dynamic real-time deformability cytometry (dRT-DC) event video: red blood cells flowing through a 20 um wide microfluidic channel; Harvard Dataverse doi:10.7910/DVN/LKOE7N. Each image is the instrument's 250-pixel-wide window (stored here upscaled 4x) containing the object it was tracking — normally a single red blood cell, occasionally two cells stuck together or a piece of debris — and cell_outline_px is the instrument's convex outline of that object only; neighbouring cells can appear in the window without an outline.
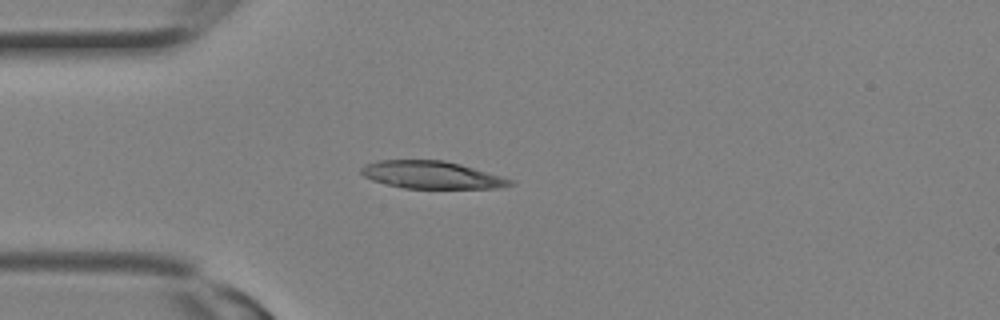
{"species": "Egyptian fruit bat (a non-hibernating species)", "species_latin": "Rousettus aegyptiacus", "temperature_condition": "room temperature", "stored_images_in_passage": 3, "camera_frame_rate_fps": 3000, "um_per_image_px": 0.085, "animal": {"sex": "female"}, "frame": {"image": 1, "passage_image": 3, "time_ms": 0.667, "image_size_px": [1000, 320], "cell_outline_px": [[516, 184], [496, 188], [404, 188], [372, 180], [364, 176], [360, 172], [360, 168], [364, 164], [380, 160], [444, 160], [460, 164], [516, 180]], "centroid_in_image_um": [36.71, 14.86], "position_along_channel_um": 48.3, "area_um2": 23.87}}